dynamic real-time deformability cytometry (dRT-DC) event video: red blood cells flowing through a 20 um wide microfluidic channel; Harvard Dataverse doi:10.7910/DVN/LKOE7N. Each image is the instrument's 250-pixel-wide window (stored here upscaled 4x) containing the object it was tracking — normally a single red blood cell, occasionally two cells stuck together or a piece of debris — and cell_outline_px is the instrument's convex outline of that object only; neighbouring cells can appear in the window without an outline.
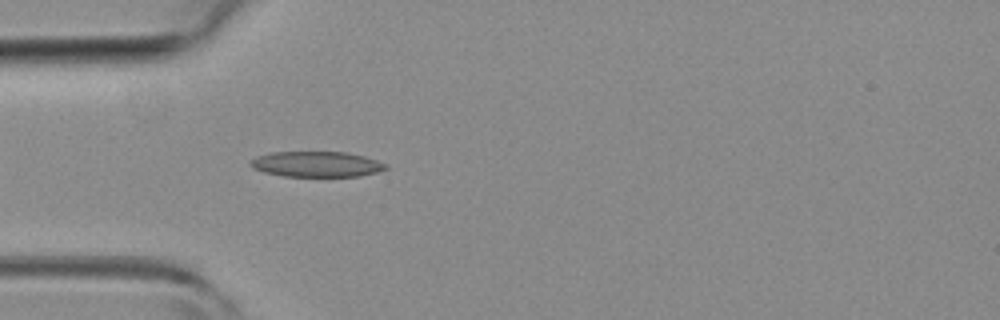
{"species": "common noctule bat (a hibernating species)", "species_latin": "Nyctalus noctula", "temperature_condition": "room temperature", "stored_images_in_passage": 48, "camera_frame_rate_fps": 3000, "um_per_image_px": 0.085, "animal": {"sex": "female", "body_mass_g": 19.3, "forearm_length_mm": 54.1}, "frame": {"image": 1, "passage_image": 14, "time_ms": 4.333, "image_size_px": [1000, 320], "cell_outline_px": [[388, 168], [376, 172], [360, 176], [284, 176], [264, 172], [252, 168], [248, 164], [248, 160], [256, 156], [272, 152], [348, 152], [364, 156], [388, 164]], "centroid_in_image_um": [26.87, 13.95], "position_along_channel_um": 58.1, "area_um2": 20.23}}
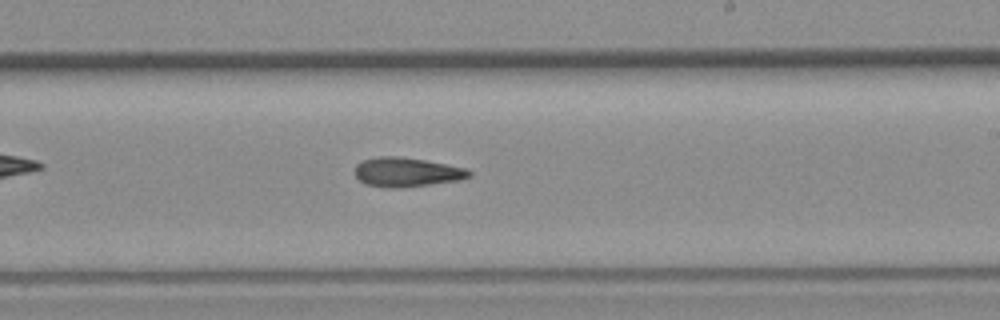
{"frame": {"image": 2, "passage_image": 28, "time_ms": 9.0, "image_size_px": [1000, 320], "cell_outline_px": [[472, 176], [460, 180], [400, 188], [388, 188], [364, 184], [356, 176], [356, 164], [364, 160], [376, 156], [400, 156], [424, 160], [468, 168], [472, 172]], "centroid_in_image_um": [34.59, 14.63], "position_along_channel_um": 254.4, "area_um2": 19.59}}
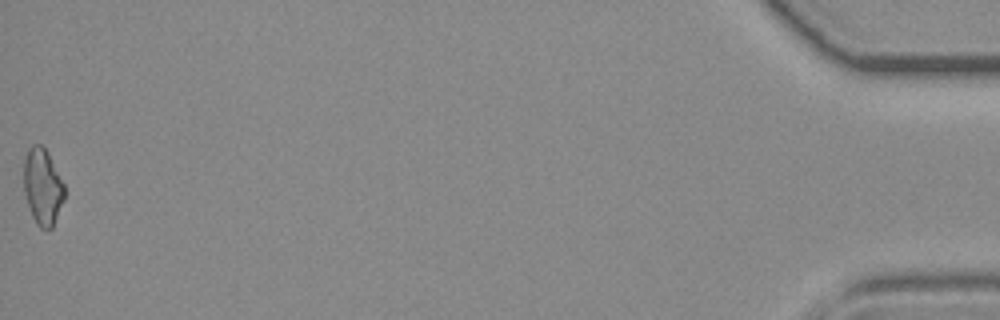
{"frame": {"image": 3, "passage_image": 48, "time_ms": 15.667, "image_size_px": [1000, 320], "cell_outline_px": [[64, 200], [52, 228], [40, 228], [36, 224], [28, 208], [24, 192], [24, 156], [28, 148], [32, 144], [40, 144], [48, 152], [64, 184]], "centroid_in_image_um": [3.61, 15.86], "position_along_channel_um": 431.6, "area_um2": 18.21}, "authors_computed_cell_mechanics": {"area_um2": 19.363, "velocity_mm_per_s": 4.2646, "shape_relaxation_time_tau1_ms": null, "shape_relaxation_time_tau2_ms": 11.0362, "deformation_change_tau1": null, "deformation_change_tau2": 0.2769}}